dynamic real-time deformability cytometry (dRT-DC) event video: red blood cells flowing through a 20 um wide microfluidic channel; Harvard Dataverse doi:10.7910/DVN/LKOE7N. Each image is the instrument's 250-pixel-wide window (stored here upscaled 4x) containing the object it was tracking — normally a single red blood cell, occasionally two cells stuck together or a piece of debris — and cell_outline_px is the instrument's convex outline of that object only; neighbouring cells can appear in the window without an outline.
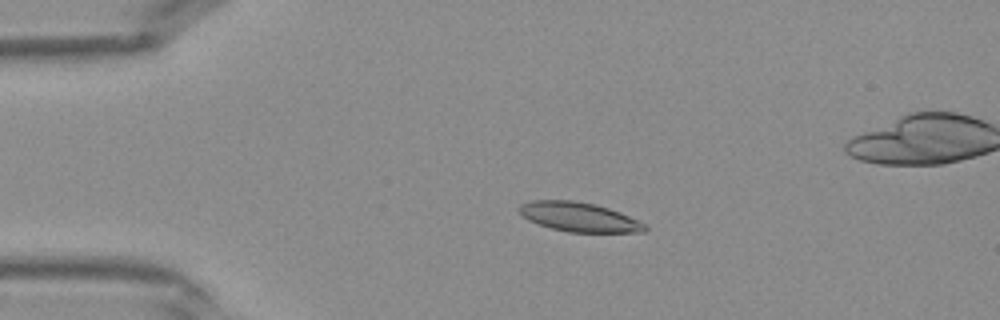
{"species": "Egyptian fruit bat (a non-hibernating species)", "species_latin": "Rousettus aegyptiacus", "temperature_condition": "warm", "stored_images_in_passage": 42, "camera_frame_rate_fps": 3000, "um_per_image_px": 0.085, "frame": {"image": 1, "passage_image": 9, "time_ms": 2.667, "image_size_px": [1000, 320], "cell_outline_px": [[648, 228], [644, 232], [568, 232], [552, 228], [528, 220], [520, 216], [516, 208], [520, 204], [532, 200], [576, 200], [596, 204], [620, 212], [644, 224]], "centroid_in_image_um": [49.15, 18.43], "position_along_channel_um": 35.8, "area_um2": 21.56}}
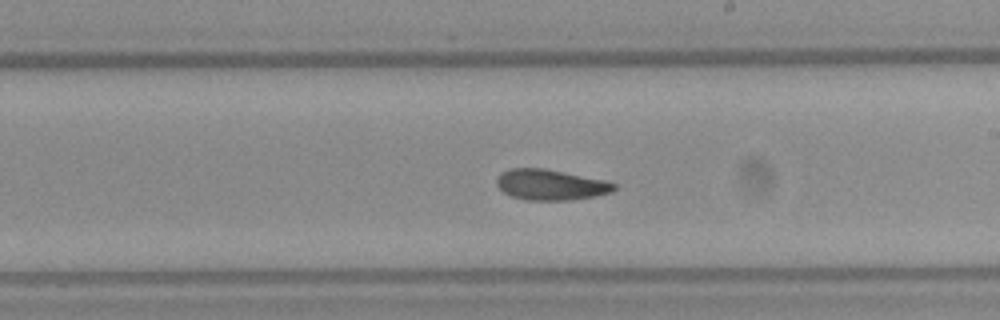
{"frame": {"image": 2, "passage_image": 24, "time_ms": 7.667, "image_size_px": [1000, 320], "cell_outline_px": [[616, 188], [612, 192], [596, 196], [568, 200], [524, 200], [512, 196], [504, 192], [496, 184], [496, 176], [500, 172], [508, 168], [544, 168], [608, 180], [616, 184]], "centroid_in_image_um": [46.8, 15.69], "position_along_channel_um": 242.2, "area_um2": 21.27}}
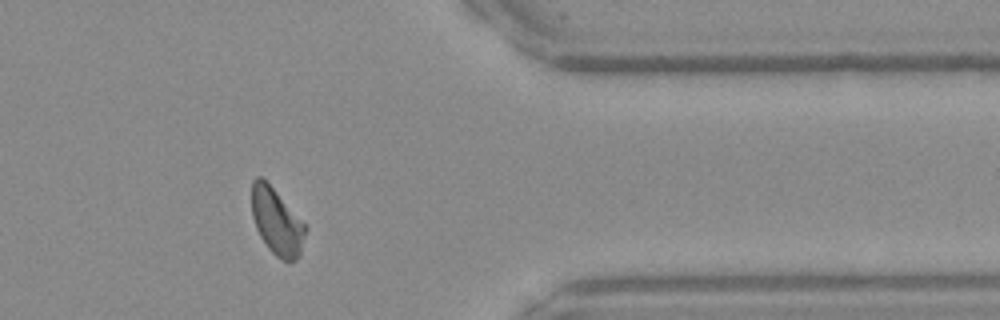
{"frame": {"image": 3, "passage_image": 34, "time_ms": 11.0, "image_size_px": [1000, 320], "cell_outline_px": [[308, 228], [300, 252], [296, 260], [280, 260], [268, 248], [260, 236], [256, 228], [252, 216], [252, 180], [256, 176], [260, 176], [272, 188]], "centroid_in_image_um": [23.51, 18.86], "position_along_channel_um": 387.9, "area_um2": 20.35}}